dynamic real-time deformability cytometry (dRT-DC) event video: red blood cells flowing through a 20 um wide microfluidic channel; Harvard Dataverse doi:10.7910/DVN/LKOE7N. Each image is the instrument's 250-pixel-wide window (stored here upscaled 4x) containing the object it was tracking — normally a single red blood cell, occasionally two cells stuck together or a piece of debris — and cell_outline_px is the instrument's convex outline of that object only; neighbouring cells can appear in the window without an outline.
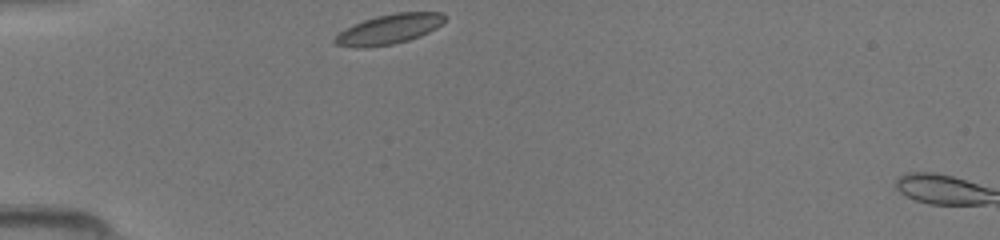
{"species": "common noctule bat (a hibernating species)", "species_latin": "Nyctalus noctula", "temperature_condition": "room temperature", "stored_images_in_passage": 2, "camera_frame_rate_fps": 3000, "um_per_image_px": 0.085, "animal": {"sex": "female", "body_mass_g": 19.5, "forearm_length_mm": 54.1}, "frame": {"image": 1, "passage_image": 1, "time_ms": 0.0, "image_size_px": [1000, 240], "cell_outline_px": [[448, 20], [436, 28], [420, 36], [408, 40], [392, 44], [368, 48], [356, 48], [336, 44], [332, 40], [344, 28], [352, 24], [376, 16], [396, 12], [440, 12], [448, 16]], "centroid_in_image_um": [33.09, 2.47], "position_along_channel_um": 51.9, "area_um2": 19.36}}